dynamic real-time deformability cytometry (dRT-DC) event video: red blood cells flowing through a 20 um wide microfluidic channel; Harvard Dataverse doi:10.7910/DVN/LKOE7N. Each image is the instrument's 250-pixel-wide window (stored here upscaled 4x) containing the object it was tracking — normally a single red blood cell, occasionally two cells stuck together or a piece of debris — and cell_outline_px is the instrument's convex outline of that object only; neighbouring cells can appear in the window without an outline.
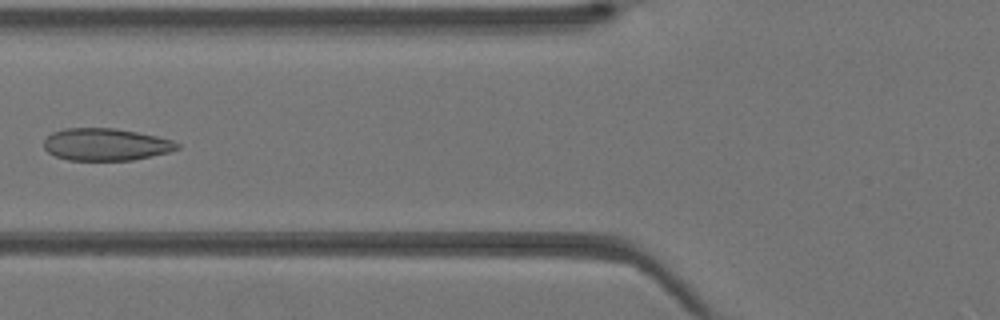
{"species": "Egyptian fruit bat (a non-hibernating species)", "species_latin": "Rousettus aegyptiacus", "temperature_condition": "warm", "stored_images_in_passage": 29, "camera_frame_rate_fps": 3000, "um_per_image_px": 0.085, "animal": {"sex": "female"}, "frame": {"image": 1, "passage_image": 4, "time_ms": 1.0, "image_size_px": [1000, 320], "cell_outline_px": [[180, 148], [168, 152], [132, 160], [68, 160], [56, 156], [48, 152], [44, 148], [44, 140], [52, 132], [64, 128], [116, 128], [156, 136], [172, 140], [180, 144]], "centroid_in_image_um": [8.98, 12.27], "position_along_channel_um": 116.8, "area_um2": 24.97}}
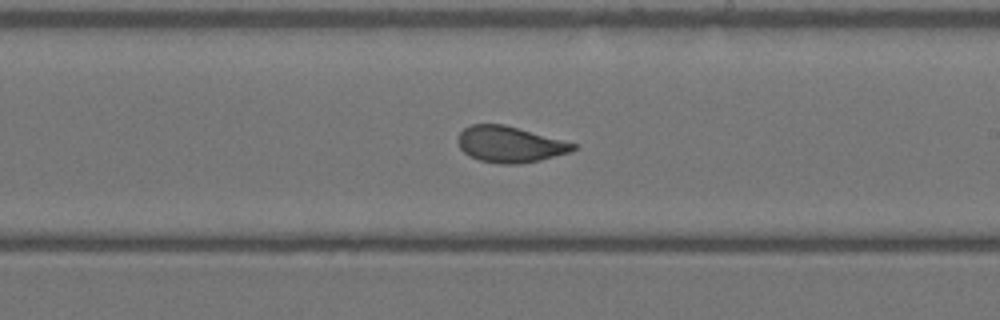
{"frame": {"image": 2, "passage_image": 12, "time_ms": 3.667, "image_size_px": [1000, 320], "cell_outline_px": [[576, 148], [572, 152], [540, 160], [520, 164], [500, 164], [480, 160], [464, 152], [460, 148], [456, 140], [460, 132], [464, 128], [472, 124], [504, 124], [576, 144]], "centroid_in_image_um": [43.32, 12.27], "position_along_channel_um": 245.7, "area_um2": 24.1}}
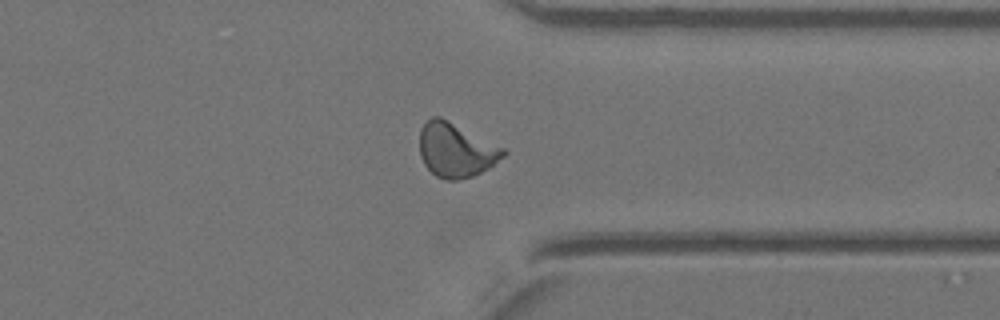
{"frame": {"image": 3, "passage_image": 20, "time_ms": 6.333, "image_size_px": [1000, 320], "cell_outline_px": [[508, 152], [504, 156], [488, 168], [472, 176], [456, 180], [448, 180], [436, 176], [424, 164], [420, 156], [420, 128], [432, 116], [440, 116], [504, 148]], "centroid_in_image_um": [38.74, 12.75], "position_along_channel_um": 372.7, "area_um2": 26.18}}